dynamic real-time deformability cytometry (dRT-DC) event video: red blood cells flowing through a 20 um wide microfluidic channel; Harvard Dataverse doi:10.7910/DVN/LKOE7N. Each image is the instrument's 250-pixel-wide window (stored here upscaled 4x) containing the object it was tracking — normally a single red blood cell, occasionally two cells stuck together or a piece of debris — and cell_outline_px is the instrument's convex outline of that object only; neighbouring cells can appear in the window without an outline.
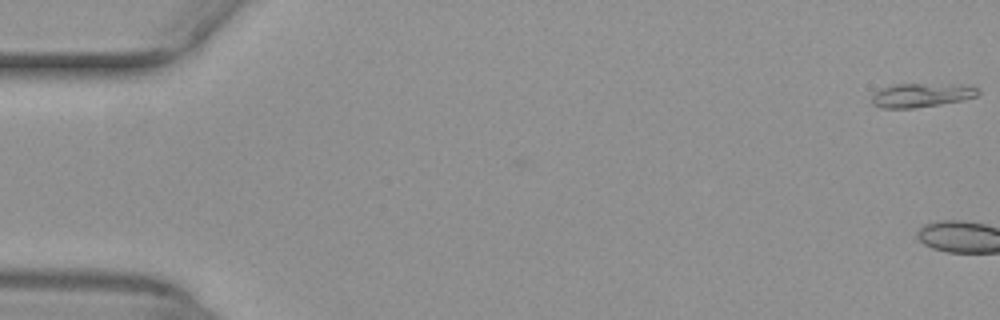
{"species": "common noctule bat (a hibernating species)", "species_latin": "Nyctalus noctula", "temperature_condition": "warm", "stored_images_in_passage": 3, "camera_frame_rate_fps": 3000, "um_per_image_px": 0.085, "animal": {"sex": "female", "body_mass_g": 29.2, "forearm_length_mm": 56.3}, "frame": {"image": 1, "passage_image": 1, "time_ms": 0.0, "image_size_px": [1000, 320], "cell_outline_px": [[980, 92], [976, 96], [960, 100], [940, 104], [912, 108], [880, 108], [872, 104], [872, 96], [880, 88], [892, 84], [972, 84]], "centroid_in_image_um": [78.32, 8.07], "position_along_channel_um": 6.7, "area_um2": 14.91}}